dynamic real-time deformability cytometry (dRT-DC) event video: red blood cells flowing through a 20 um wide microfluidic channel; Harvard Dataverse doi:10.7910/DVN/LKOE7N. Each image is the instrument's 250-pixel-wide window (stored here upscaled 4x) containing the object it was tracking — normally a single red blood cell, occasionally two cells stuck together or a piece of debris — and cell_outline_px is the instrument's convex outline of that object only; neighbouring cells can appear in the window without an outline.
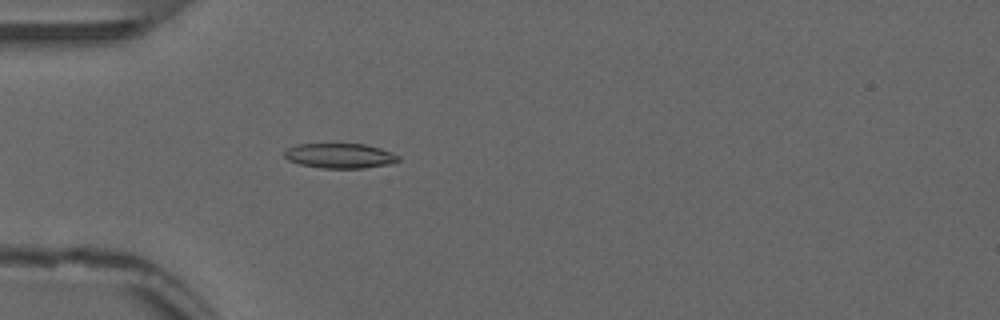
{"species": "common noctule bat (a hibernating species)", "species_latin": "Nyctalus noctula", "temperature_condition": "warm", "stored_images_in_passage": 38, "camera_frame_rate_fps": 3000, "um_per_image_px": 0.085, "animal": {"sex": "male", "forearm_length_mm": 52.5}, "frame": {"image": 1, "passage_image": 1, "time_ms": 0.0, "image_size_px": [1000, 320], "cell_outline_px": [[400, 160], [392, 164], [364, 168], [324, 168], [300, 164], [288, 160], [284, 156], [284, 152], [288, 148], [296, 144], [364, 144], [380, 148], [392, 152], [400, 156]], "centroid_in_image_um": [28.92, 13.24], "position_along_channel_um": 56.1, "area_um2": 16.59}}
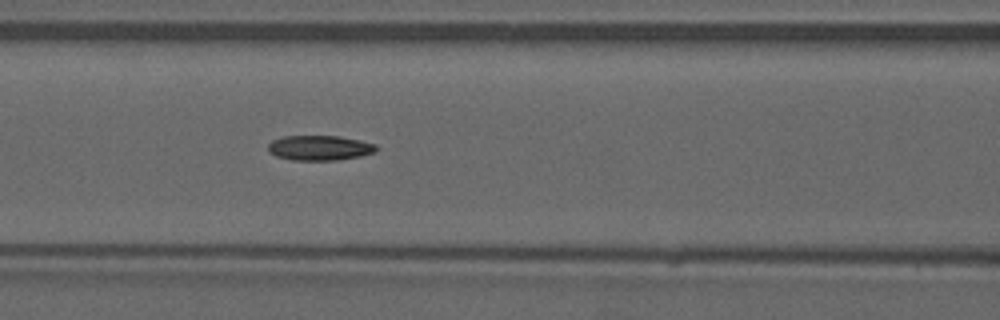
{"frame": {"image": 2, "passage_image": 8, "time_ms": 2.333, "image_size_px": [1000, 320], "cell_outline_px": [[380, 148], [376, 152], [360, 156], [340, 160], [292, 160], [276, 156], [268, 152], [268, 144], [272, 140], [280, 136], [340, 136], [360, 140], [376, 144]], "centroid_in_image_um": [27.18, 12.57], "position_along_channel_um": 139.4, "area_um2": 16.01}}
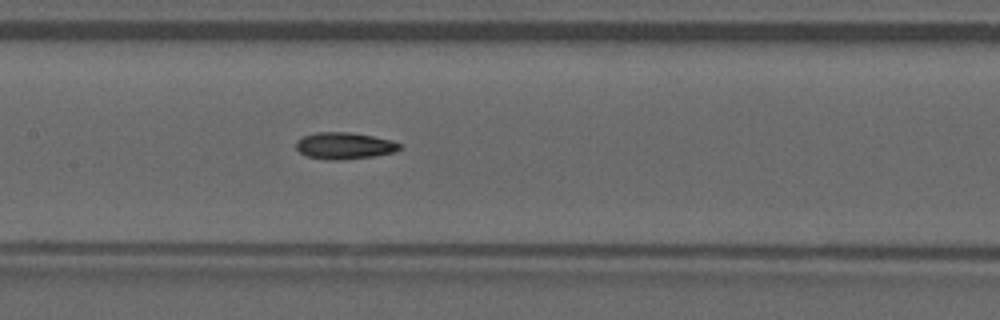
{"frame": {"image": 3, "passage_image": 11, "time_ms": 3.333, "image_size_px": [1000, 320], "cell_outline_px": [[400, 148], [396, 152], [372, 156], [336, 160], [328, 160], [308, 156], [300, 152], [296, 148], [296, 140], [304, 136], [316, 132], [352, 132], [392, 140], [400, 144]], "centroid_in_image_um": [29.26, 12.38], "position_along_channel_um": 178.1, "area_um2": 16.01}, "authors_computed_cell_mechanics": {"area_um2": 15.3748, "velocity_mm_per_s": 3.8617, "shape_relaxation_time_tau1_ms": 5.804, "shape_relaxation_time_tau2_ms": null, "deformation_change_tau1": 0.2031, "deformation_change_tau2": null}}